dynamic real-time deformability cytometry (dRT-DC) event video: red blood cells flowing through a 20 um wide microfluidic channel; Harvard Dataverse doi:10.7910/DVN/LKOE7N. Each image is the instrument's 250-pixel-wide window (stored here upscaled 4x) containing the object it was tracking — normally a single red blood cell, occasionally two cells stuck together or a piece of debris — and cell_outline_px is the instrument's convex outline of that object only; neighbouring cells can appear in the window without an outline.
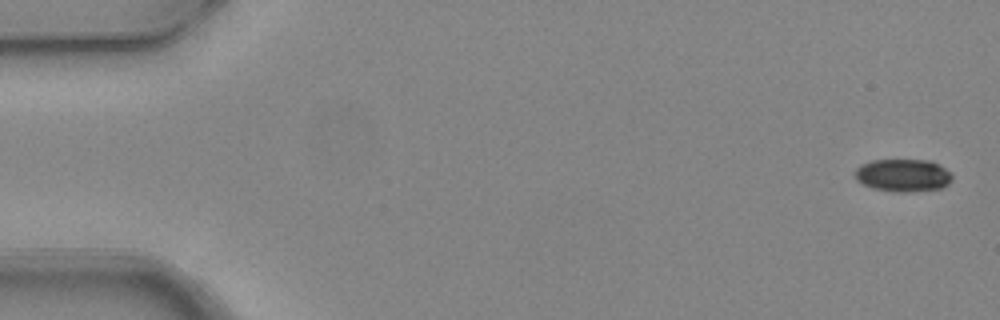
{"species": "common noctule bat (a hibernating species)", "species_latin": "Nyctalus noctula", "temperature_condition": "warm", "stored_images_in_passage": 4, "camera_frame_rate_fps": 3000, "um_per_image_px": 0.085, "animal": {"sex": "female", "body_mass_g": 24.6, "forearm_length_mm": 56.2}, "frame": {"image": 1, "passage_image": 1, "time_ms": 0.0, "image_size_px": [1000, 320], "cell_outline_px": [[952, 180], [948, 184], [940, 188], [912, 192], [892, 192], [872, 188], [856, 180], [856, 168], [860, 164], [872, 160], [928, 160], [940, 164], [952, 172]], "centroid_in_image_um": [76.78, 14.9], "position_along_channel_um": 8.2, "area_um2": 18.73}}
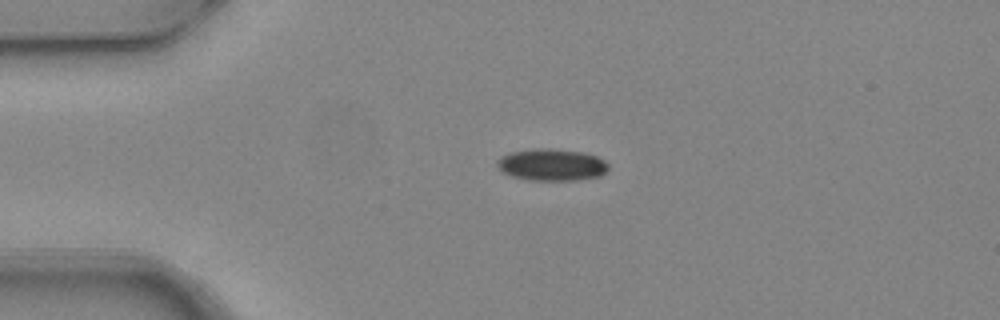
{"frame": {"image": 2, "passage_image": 4, "time_ms": 1.0, "image_size_px": [1000, 320], "cell_outline_px": [[608, 168], [600, 176], [576, 180], [528, 180], [512, 176], [500, 172], [496, 164], [496, 160], [500, 156], [512, 152], [532, 148], [552, 148], [584, 152], [596, 156], [604, 160], [608, 164]], "centroid_in_image_um": [46.85, 14.0], "position_along_channel_um": 38.2, "area_um2": 20.92}}